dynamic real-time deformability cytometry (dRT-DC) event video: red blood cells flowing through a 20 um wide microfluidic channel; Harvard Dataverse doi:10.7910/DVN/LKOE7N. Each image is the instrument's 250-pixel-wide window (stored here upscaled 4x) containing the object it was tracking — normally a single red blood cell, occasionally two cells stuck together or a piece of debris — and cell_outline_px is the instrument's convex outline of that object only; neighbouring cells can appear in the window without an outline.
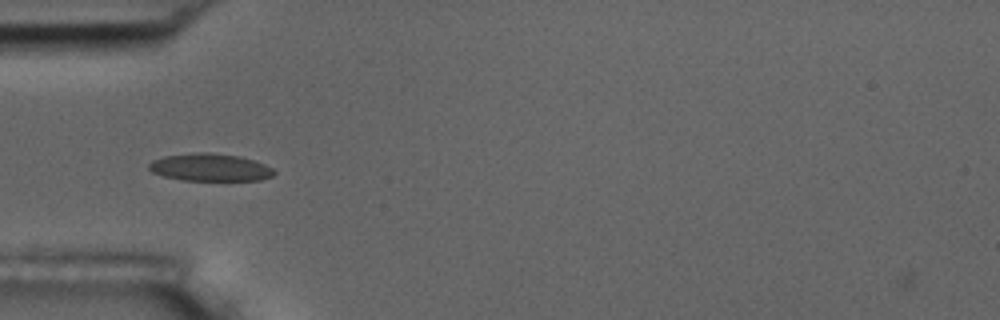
{"species": "common noctule bat (a hibernating species)", "species_latin": "Nyctalus noctula", "temperature_condition": "room temperature", "stored_images_in_passage": 39, "camera_frame_rate_fps": 3000, "um_per_image_px": 0.085, "animal": {"sex": "male", "body_mass_g": 17.5, "forearm_length_mm": 52.3}, "frame": {"image": 1, "passage_image": 1, "time_ms": 0.0, "image_size_px": [1000, 320], "cell_outline_px": [[276, 172], [272, 176], [260, 180], [184, 180], [164, 176], [152, 172], [148, 168], [148, 164], [152, 160], [164, 156], [196, 152], [208, 152], [240, 156], [256, 160], [272, 168]], "centroid_in_image_um": [17.86, 14.22], "position_along_channel_um": 67.1, "area_um2": 20.11}}
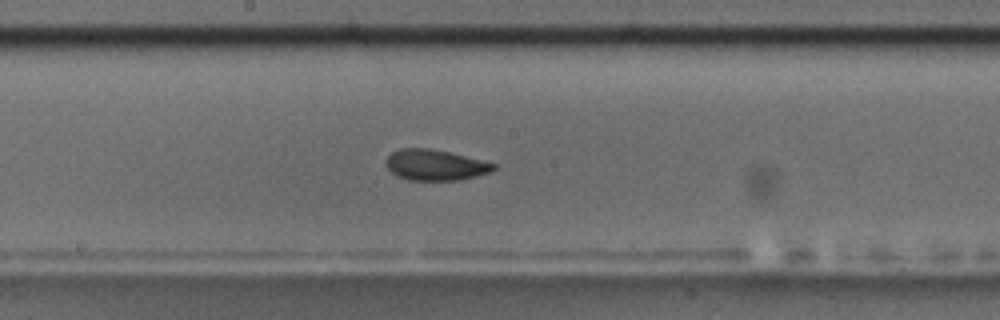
{"frame": {"image": 2, "passage_image": 13, "time_ms": 4.0, "image_size_px": [1000, 320], "cell_outline_px": [[496, 168], [492, 172], [460, 180], [408, 180], [396, 176], [388, 168], [384, 160], [392, 152], [400, 148], [428, 148], [448, 152], [496, 164]], "centroid_in_image_um": [36.97, 14.03], "position_along_channel_um": 211.2, "area_um2": 19.25}}
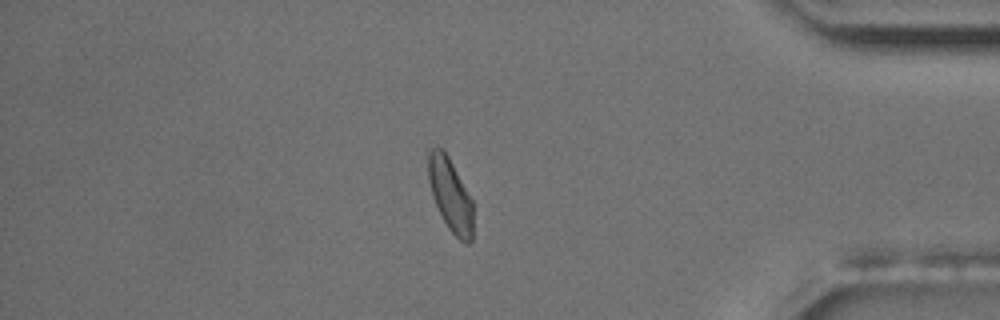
{"frame": {"image": 3, "passage_image": 31, "time_ms": 10.0, "image_size_px": [1000, 320], "cell_outline_px": [[472, 240], [468, 244], [460, 240], [448, 228], [432, 196], [428, 180], [428, 148], [436, 144], [444, 148], [472, 200]], "centroid_in_image_um": [38.25, 16.48], "position_along_channel_um": 397.0, "area_um2": 19.13}, "authors_computed_cell_mechanics": {"area_um2": 19.5364, "velocity_mm_per_s": 3.6168, "shape_relaxation_time_tau1_ms": 4.5044, "shape_relaxation_time_tau2_ms": 1.3738, "deformation_change_tau1": 0.0943, "deformation_change_tau2": 0.0449}}